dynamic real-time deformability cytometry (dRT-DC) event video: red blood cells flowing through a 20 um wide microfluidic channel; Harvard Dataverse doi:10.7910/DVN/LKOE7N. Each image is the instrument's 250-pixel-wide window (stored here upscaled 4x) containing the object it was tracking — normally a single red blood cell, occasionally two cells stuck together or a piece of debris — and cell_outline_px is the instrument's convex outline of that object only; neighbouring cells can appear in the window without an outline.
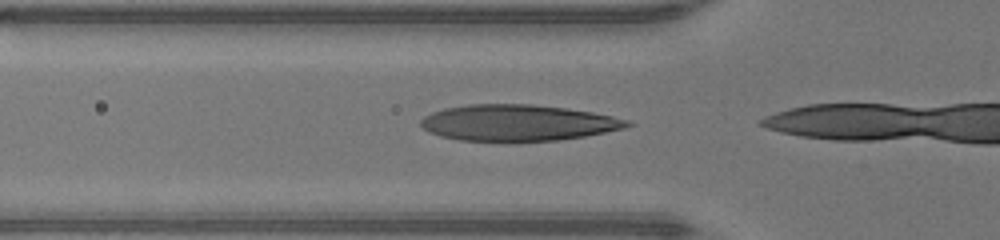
{"species": "human", "species_latin": "Homo sapiens", "temperature_condition": "warm", "stored_images_in_passage": 4, "camera_frame_rate_fps": 3000, "um_per_image_px": 0.085, "donor": {"sex": "male"}, "frame": {"image": 1, "passage_image": 2, "time_ms": 0.333, "image_size_px": [1000, 240], "cell_outline_px": [[636, 124], [624, 128], [584, 136], [560, 140], [460, 140], [440, 136], [428, 132], [420, 124], [420, 120], [424, 116], [432, 112], [444, 108], [468, 104], [532, 104], [564, 108], [592, 112], [612, 116], [628, 120]], "centroid_in_image_um": [44.0, 10.42], "position_along_channel_um": 81.8, "area_um2": 43.18}}